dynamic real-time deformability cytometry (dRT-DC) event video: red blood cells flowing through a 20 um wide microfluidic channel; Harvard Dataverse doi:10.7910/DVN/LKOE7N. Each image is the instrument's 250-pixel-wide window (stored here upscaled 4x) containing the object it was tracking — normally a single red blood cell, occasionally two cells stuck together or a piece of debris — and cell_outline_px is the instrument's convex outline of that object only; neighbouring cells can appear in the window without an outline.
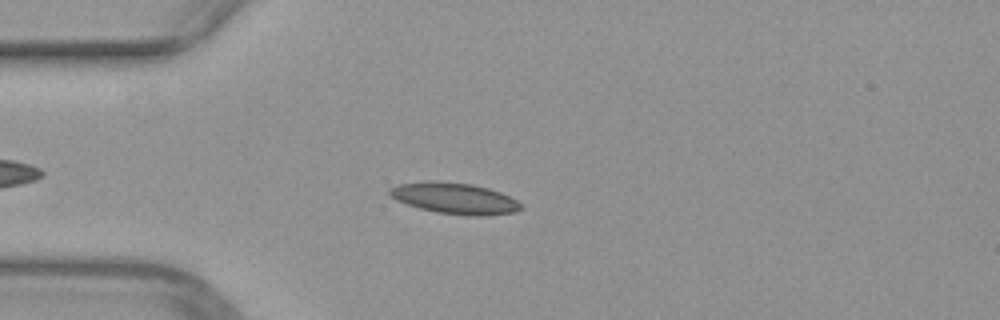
{"species": "common noctule bat (a hibernating species)", "species_latin": "Nyctalus noctula", "temperature_condition": "warm", "stored_images_in_passage": 32, "camera_frame_rate_fps": 3000, "um_per_image_px": 0.085, "animal": {"sex": "female", "body_mass_g": 29.2, "forearm_length_mm": 56.3}, "frame": {"image": 1, "passage_image": 5, "time_ms": 1.333, "image_size_px": [1000, 320], "cell_outline_px": [[524, 208], [516, 212], [484, 216], [468, 216], [436, 212], [420, 208], [396, 200], [388, 196], [388, 188], [400, 184], [428, 180], [440, 180], [472, 184], [488, 188], [500, 192], [516, 200]], "centroid_in_image_um": [38.62, 16.85], "position_along_channel_um": 46.4, "area_um2": 24.1}}
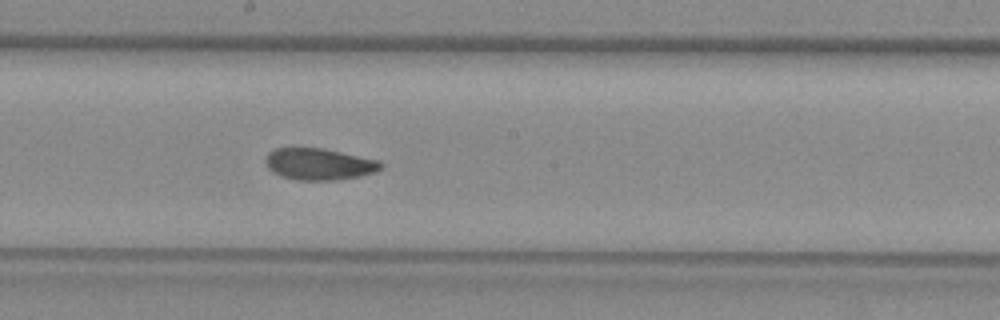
{"frame": {"image": 2, "passage_image": 19, "time_ms": 6.0, "image_size_px": [1000, 320], "cell_outline_px": [[384, 168], [376, 172], [360, 176], [336, 180], [296, 180], [280, 176], [272, 172], [268, 168], [264, 160], [268, 152], [276, 148], [324, 148], [380, 160], [384, 164]], "centroid_in_image_um": [27.15, 13.95], "position_along_channel_um": 221.1, "area_um2": 21.62}}
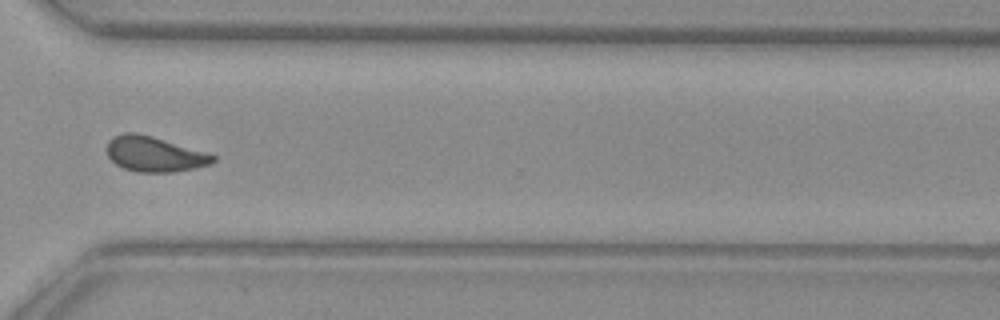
{"frame": {"image": 3, "passage_image": 29, "time_ms": 9.333, "image_size_px": [1000, 320], "cell_outline_px": [[216, 160], [212, 164], [196, 168], [172, 172], [136, 172], [124, 168], [116, 164], [108, 156], [108, 140], [112, 136], [124, 132], [136, 132], [152, 136], [208, 152], [216, 156]], "centroid_in_image_um": [13.15, 13.09], "position_along_channel_um": 357.4, "area_um2": 21.96}}